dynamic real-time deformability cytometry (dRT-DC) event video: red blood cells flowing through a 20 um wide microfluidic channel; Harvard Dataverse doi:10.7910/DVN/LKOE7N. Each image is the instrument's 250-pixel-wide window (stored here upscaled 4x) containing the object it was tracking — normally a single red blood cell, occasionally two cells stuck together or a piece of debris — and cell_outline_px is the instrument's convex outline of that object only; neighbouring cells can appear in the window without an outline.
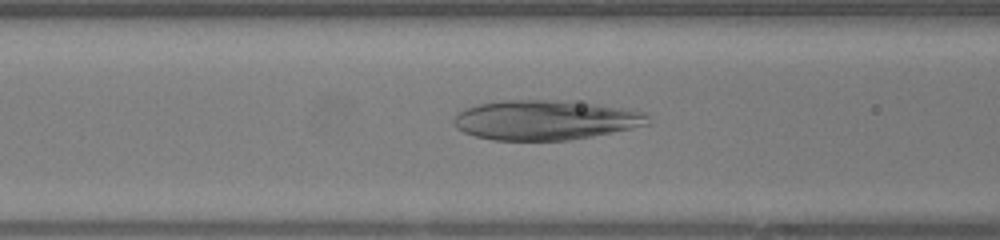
{"species": "human", "species_latin": "Homo sapiens", "temperature_condition": "warm", "stored_images_in_passage": 30, "camera_frame_rate_fps": 3000, "um_per_image_px": 0.085, "donor": {"sex": "female"}, "frame": {"image": 1, "passage_image": 8, "time_ms": 2.333, "image_size_px": [1000, 240], "cell_outline_px": [[648, 124], [632, 128], [592, 136], [568, 140], [492, 140], [476, 136], [464, 132], [456, 128], [452, 124], [452, 120], [456, 112], [464, 108], [476, 104], [500, 100], [572, 100], [632, 108], [644, 112], [648, 116]], "centroid_in_image_um": [46.34, 10.18], "position_along_channel_um": 120.3, "area_um2": 45.72}}
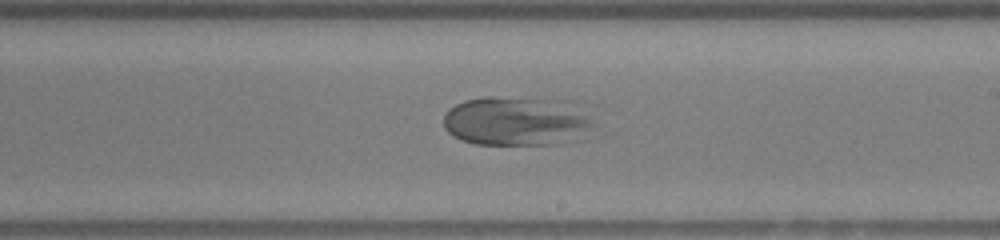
{"frame": {"image": 2, "passage_image": 17, "time_ms": 5.333, "image_size_px": [1000, 240], "cell_outline_px": [[596, 124], [584, 140], [560, 144], [476, 144], [460, 140], [452, 136], [444, 128], [444, 116], [448, 108], [464, 100], [484, 96], [492, 96], [564, 100]], "centroid_in_image_um": [43.89, 10.31], "position_along_channel_um": 245.1, "area_um2": 43.64}}
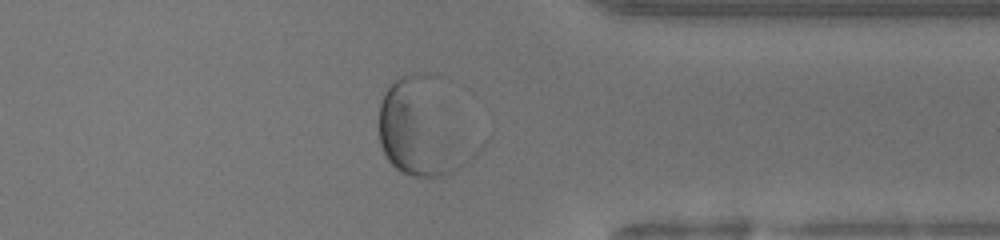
{"frame": {"image": 3, "passage_image": 27, "time_ms": 8.667, "image_size_px": [1000, 240], "cell_outline_px": [[484, 148], [460, 168], [448, 176], [412, 176], [400, 172], [388, 160], [380, 144], [380, 104], [384, 92], [396, 80], [404, 76], [424, 72], [432, 72], [484, 140]], "centroid_in_image_um": [36.17, 10.89], "position_along_channel_um": 375.2, "area_um2": 56.88}}